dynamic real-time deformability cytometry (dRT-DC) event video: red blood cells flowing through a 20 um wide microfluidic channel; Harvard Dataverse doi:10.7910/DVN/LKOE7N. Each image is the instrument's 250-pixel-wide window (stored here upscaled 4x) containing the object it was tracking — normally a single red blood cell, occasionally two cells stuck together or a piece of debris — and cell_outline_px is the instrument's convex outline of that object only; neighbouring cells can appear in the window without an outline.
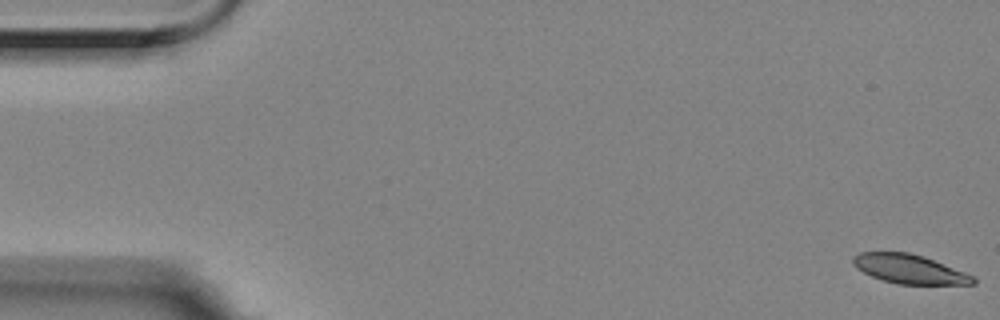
{"species": "Egyptian fruit bat (a non-hibernating species)", "species_latin": "Rousettus aegyptiacus", "temperature_condition": "room temperature", "stored_images_in_passage": 16, "camera_frame_rate_fps": 3000, "um_per_image_px": 0.085, "animal": {"sex": "female"}, "frame": {"image": 1, "passage_image": 1, "time_ms": 0.0, "image_size_px": [1000, 320], "cell_outline_px": [[976, 284], [896, 284], [872, 276], [856, 268], [852, 264], [852, 256], [860, 252], [908, 252], [924, 256], [976, 276]], "centroid_in_image_um": [77.31, 22.86], "position_along_channel_um": 7.7, "area_um2": 20.46}}
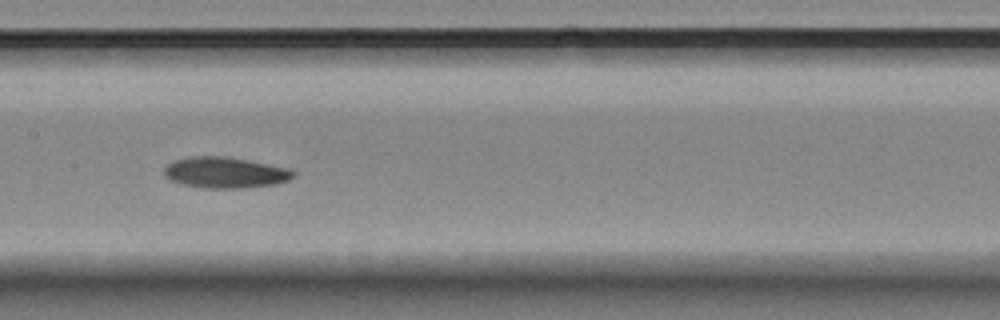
{"frame": {"image": 2, "passage_image": 8, "time_ms": 2.333, "image_size_px": [1000, 320], "cell_outline_px": [[296, 176], [288, 180], [276, 184], [244, 188], [204, 188], [180, 184], [164, 176], [164, 168], [168, 164], [176, 160], [192, 156], [220, 156], [244, 160], [288, 168], [296, 172]], "centroid_in_image_um": [19.13, 14.68], "position_along_channel_um": 188.3, "area_um2": 23.12}}
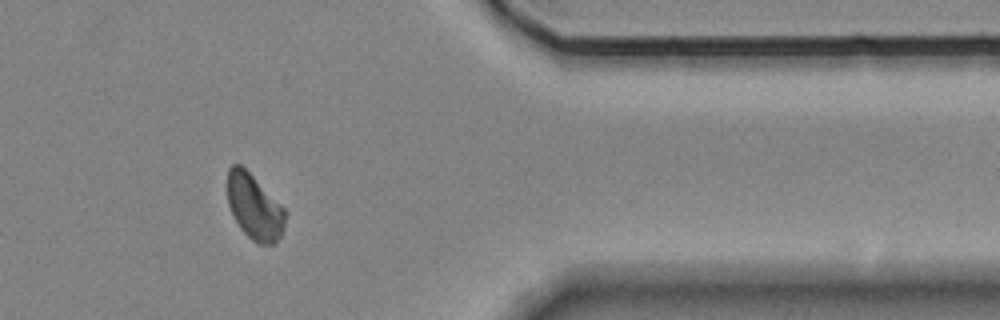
{"frame": {"image": 3, "passage_image": 13, "time_ms": 4.0, "image_size_px": [1000, 320], "cell_outline_px": [[288, 212], [280, 236], [272, 244], [256, 244], [240, 228], [228, 204], [228, 168], [232, 164], [240, 164]], "centroid_in_image_um": [21.62, 17.6], "position_along_channel_um": 389.8, "area_um2": 21.56}}